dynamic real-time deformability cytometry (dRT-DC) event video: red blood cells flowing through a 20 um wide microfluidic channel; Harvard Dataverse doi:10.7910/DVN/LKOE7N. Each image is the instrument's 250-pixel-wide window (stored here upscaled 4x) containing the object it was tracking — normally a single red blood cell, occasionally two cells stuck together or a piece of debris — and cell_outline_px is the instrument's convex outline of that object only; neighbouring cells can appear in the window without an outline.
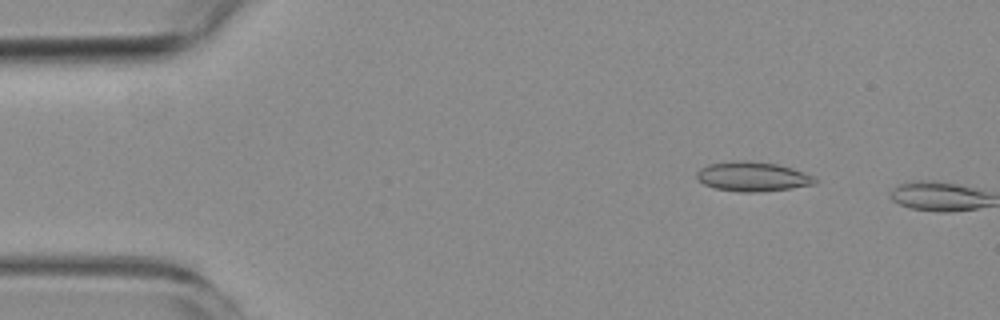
{"species": "common noctule bat (a hibernating species)", "species_latin": "Nyctalus noctula", "temperature_condition": "room temperature", "stored_images_in_passage": 3, "camera_frame_rate_fps": 3000, "um_per_image_px": 0.085, "animal": {"sex": "female", "body_mass_g": 19.3, "forearm_length_mm": 54.1}, "frame": {"image": 1, "passage_image": 2, "time_ms": 1.333, "image_size_px": [1000, 320], "cell_outline_px": [[820, 180], [816, 184], [792, 188], [760, 192], [740, 192], [716, 188], [704, 184], [696, 176], [696, 172], [700, 168], [708, 164], [732, 160], [748, 160], [776, 164], [792, 168], [812, 176]], "centroid_in_image_um": [63.97, 15.0], "position_along_channel_um": 21.0, "area_um2": 20.46}}